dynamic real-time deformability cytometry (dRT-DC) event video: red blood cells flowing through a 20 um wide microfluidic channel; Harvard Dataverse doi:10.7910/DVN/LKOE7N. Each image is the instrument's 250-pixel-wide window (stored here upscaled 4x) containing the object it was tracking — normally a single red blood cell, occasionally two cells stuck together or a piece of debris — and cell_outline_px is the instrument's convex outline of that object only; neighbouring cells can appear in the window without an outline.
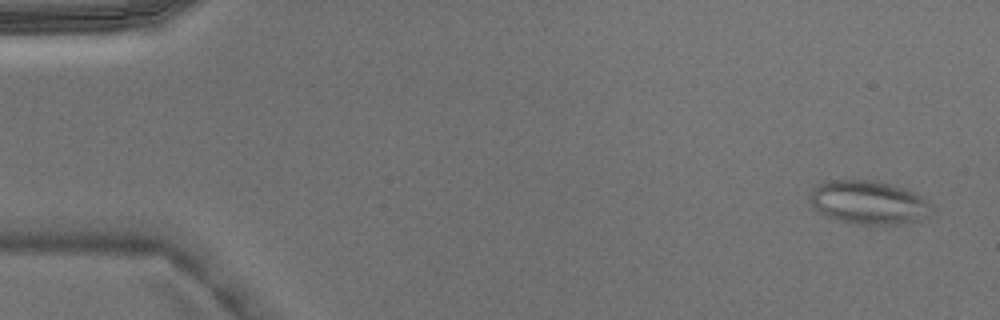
{"species": "Egyptian fruit bat (a non-hibernating species)", "species_latin": "Rousettus aegyptiacus", "temperature_condition": "warm", "stored_images_in_passage": 5, "camera_frame_rate_fps": 3000, "um_per_image_px": 0.085, "animal": {"sex": "male"}, "frame": {"image": 1, "passage_image": 1, "time_ms": 0.0, "image_size_px": [1000, 320], "cell_outline_px": [[932, 212], [928, 216], [892, 224], [860, 224], [836, 220], [820, 212], [812, 204], [812, 188], [816, 184], [828, 180], [868, 180], [900, 188], [924, 196], [932, 208]], "centroid_in_image_um": [73.8, 17.2], "position_along_channel_um": 11.2, "area_um2": 30.0}}